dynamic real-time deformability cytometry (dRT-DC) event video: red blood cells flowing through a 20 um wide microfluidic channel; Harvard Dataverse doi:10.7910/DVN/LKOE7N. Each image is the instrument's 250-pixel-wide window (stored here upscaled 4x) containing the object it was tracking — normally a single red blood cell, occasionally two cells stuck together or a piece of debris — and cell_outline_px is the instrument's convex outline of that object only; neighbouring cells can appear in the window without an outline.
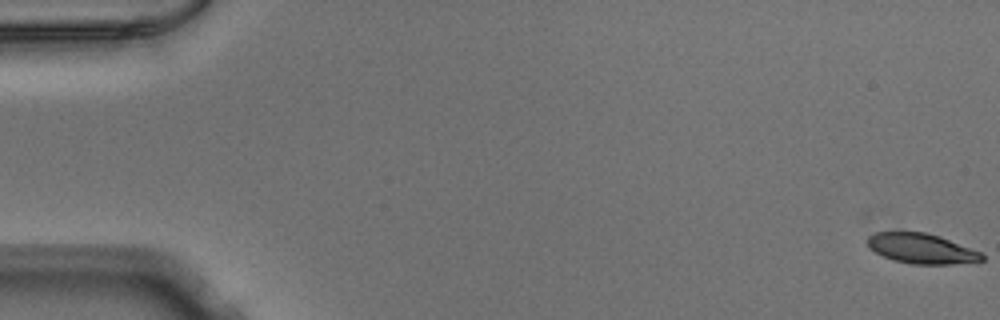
{"species": "Egyptian fruit bat (a non-hibernating species)", "species_latin": "Rousettus aegyptiacus", "temperature_condition": "warm", "stored_images_in_passage": 53, "camera_frame_rate_fps": 3000, "um_per_image_px": 0.085, "animal": {"sex": "male"}, "frame": {"image": 1, "passage_image": 1, "time_ms": 0.0, "image_size_px": [1000, 320], "cell_outline_px": [[984, 260], [948, 264], [912, 264], [892, 260], [876, 252], [868, 244], [868, 236], [876, 232], [924, 232], [940, 236], [980, 252], [984, 256]], "centroid_in_image_um": [78.32, 21.12], "position_along_channel_um": 6.7, "area_um2": 19.71}}
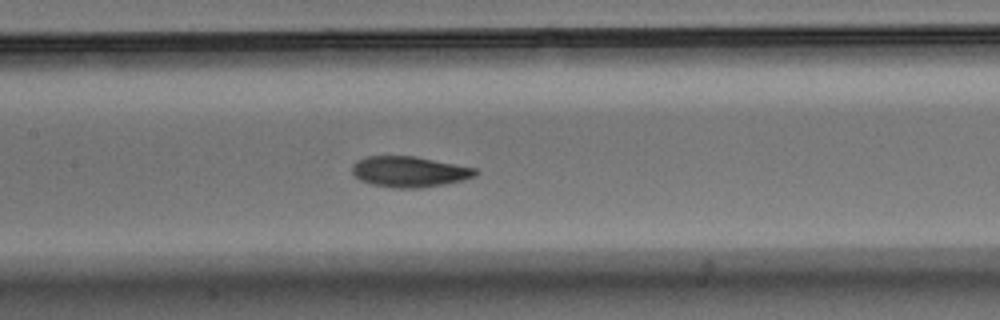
{"frame": {"image": 2, "passage_image": 26, "time_ms": 8.333, "image_size_px": [1000, 320], "cell_outline_px": [[480, 172], [476, 176], [464, 180], [444, 184], [420, 188], [392, 188], [372, 184], [360, 180], [352, 172], [352, 164], [356, 160], [364, 156], [416, 156], [476, 168]], "centroid_in_image_um": [34.8, 14.59], "position_along_channel_um": 172.6, "area_um2": 22.31}}
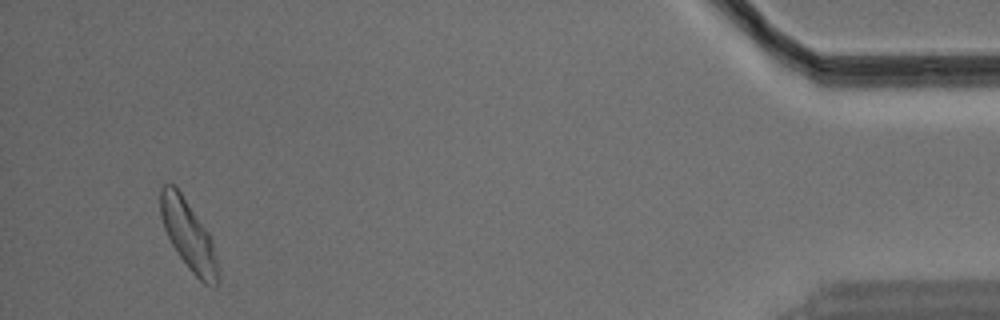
{"frame": {"image": 3, "passage_image": 51, "time_ms": 16.667, "image_size_px": [1000, 320], "cell_outline_px": [[220, 268], [216, 288], [204, 284], [188, 268], [172, 244], [164, 228], [160, 216], [160, 188], [164, 184], [176, 184], [208, 232], [212, 240]], "centroid_in_image_um": [16.03, 19.99], "position_along_channel_um": 419.2, "area_um2": 23.47}}